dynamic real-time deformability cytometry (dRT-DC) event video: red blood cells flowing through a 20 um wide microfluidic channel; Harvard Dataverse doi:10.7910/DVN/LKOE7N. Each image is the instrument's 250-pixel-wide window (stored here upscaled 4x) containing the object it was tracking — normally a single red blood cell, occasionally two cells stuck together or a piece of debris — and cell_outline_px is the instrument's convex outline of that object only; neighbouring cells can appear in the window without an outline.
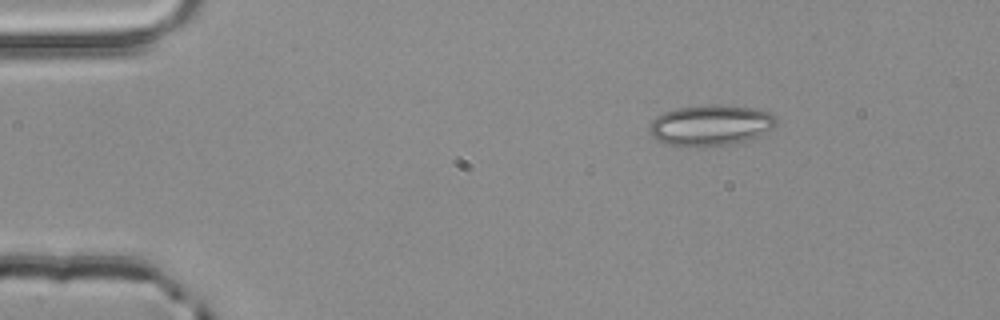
{"species": "common noctule bat (a hibernating species)", "species_latin": "Nyctalus noctula", "temperature_condition": "room temperature", "stored_images_in_passage": 2, "camera_frame_rate_fps": 3000, "um_per_image_px": 0.085, "animal": {"sex": "male", "body_mass_g": 20.4}, "frame": {"image": 1, "passage_image": 1, "time_ms": 0.0, "image_size_px": [1000, 320], "cell_outline_px": [[780, 120], [772, 128], [744, 144], [676, 148], [664, 144], [656, 140], [652, 136], [648, 128], [652, 120], [656, 116], [664, 112], [676, 108], [712, 104], [752, 108], [772, 112]], "centroid_in_image_um": [60.4, 10.68], "position_along_channel_um": 24.6, "area_um2": 31.15}}